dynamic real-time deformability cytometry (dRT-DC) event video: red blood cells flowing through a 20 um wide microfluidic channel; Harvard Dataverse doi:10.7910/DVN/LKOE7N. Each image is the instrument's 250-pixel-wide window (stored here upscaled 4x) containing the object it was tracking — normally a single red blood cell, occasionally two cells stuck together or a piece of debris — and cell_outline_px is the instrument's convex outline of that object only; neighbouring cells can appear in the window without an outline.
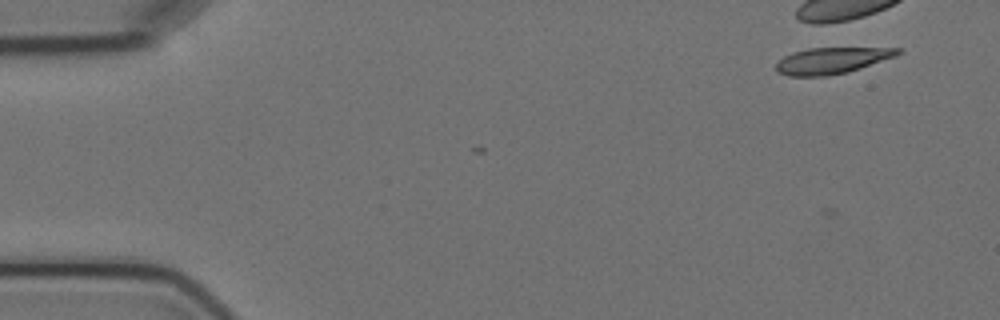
{"species": "Egyptian fruit bat (a non-hibernating species)", "species_latin": "Rousettus aegyptiacus", "temperature_condition": "cold", "stored_images_in_passage": 2, "camera_frame_rate_fps": 3000, "um_per_image_px": 0.085, "animal": {"sex": "female"}, "frame": {"image": 1, "passage_image": 2, "time_ms": 1.333, "image_size_px": [1000, 320], "cell_outline_px": [[904, 52], [896, 56], [848, 72], [828, 76], [788, 76], [776, 72], [776, 64], [784, 56], [792, 52], [808, 48], [900, 48]], "centroid_in_image_um": [70.69, 5.15], "position_along_channel_um": 14.3, "area_um2": 18.67}}